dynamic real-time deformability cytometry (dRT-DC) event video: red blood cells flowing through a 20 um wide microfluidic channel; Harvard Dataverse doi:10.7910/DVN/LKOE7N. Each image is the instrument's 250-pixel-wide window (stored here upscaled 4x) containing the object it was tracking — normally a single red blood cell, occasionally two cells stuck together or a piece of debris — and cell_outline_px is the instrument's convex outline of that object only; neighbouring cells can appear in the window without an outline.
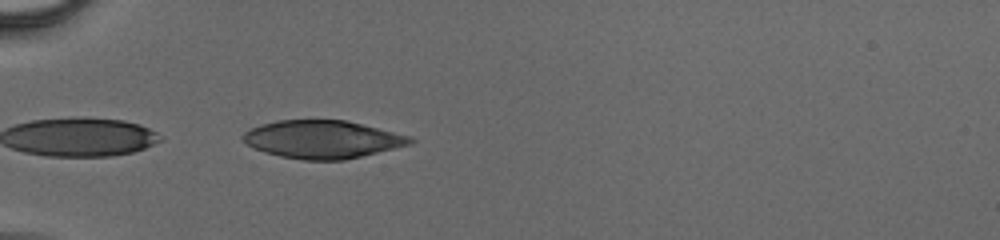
{"species": "human", "species_latin": "Homo sapiens", "temperature_condition": "cold", "stored_images_in_passage": 12, "camera_frame_rate_fps": 3000, "um_per_image_px": 0.085, "donor": {"sex": "male"}, "frame": {"image": 1, "passage_image": 1, "time_ms": 0.0, "image_size_px": [1000, 240], "cell_outline_px": [[416, 140], [408, 144], [344, 160], [304, 160], [280, 156], [264, 152], [248, 144], [240, 136], [244, 132], [260, 124], [276, 120], [344, 120], [412, 136]], "centroid_in_image_um": [27.37, 11.84], "position_along_channel_um": 57.6, "area_um2": 36.53}}
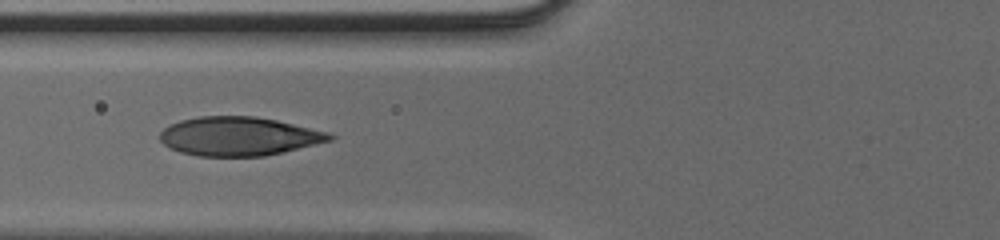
{"frame": {"image": 2, "passage_image": 6, "time_ms": 1.667, "image_size_px": [1000, 240], "cell_outline_px": [[336, 136], [332, 140], [284, 152], [264, 156], [196, 156], [180, 152], [164, 144], [160, 140], [160, 132], [164, 128], [180, 120], [200, 116], [256, 116], [276, 120], [328, 132]], "centroid_in_image_um": [20.31, 11.58], "position_along_channel_um": 105.5, "area_um2": 38.32}}
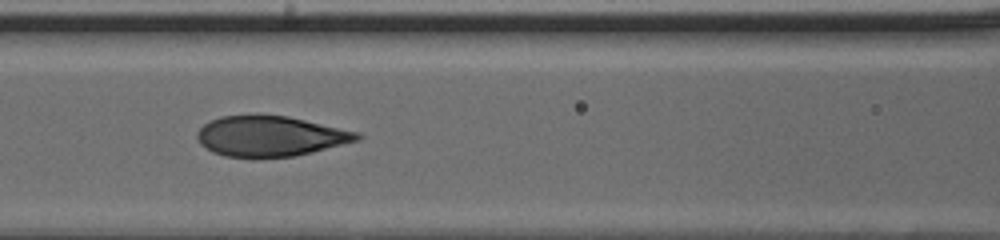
{"frame": {"image": 3, "passage_image": 9, "time_ms": 2.667, "image_size_px": [1000, 240], "cell_outline_px": [[364, 136], [360, 140], [312, 152], [292, 156], [224, 156], [212, 152], [200, 144], [196, 136], [196, 132], [204, 124], [220, 116], [288, 116], [360, 132]], "centroid_in_image_um": [23.01, 11.57], "position_along_channel_um": 143.6, "area_um2": 37.11}}